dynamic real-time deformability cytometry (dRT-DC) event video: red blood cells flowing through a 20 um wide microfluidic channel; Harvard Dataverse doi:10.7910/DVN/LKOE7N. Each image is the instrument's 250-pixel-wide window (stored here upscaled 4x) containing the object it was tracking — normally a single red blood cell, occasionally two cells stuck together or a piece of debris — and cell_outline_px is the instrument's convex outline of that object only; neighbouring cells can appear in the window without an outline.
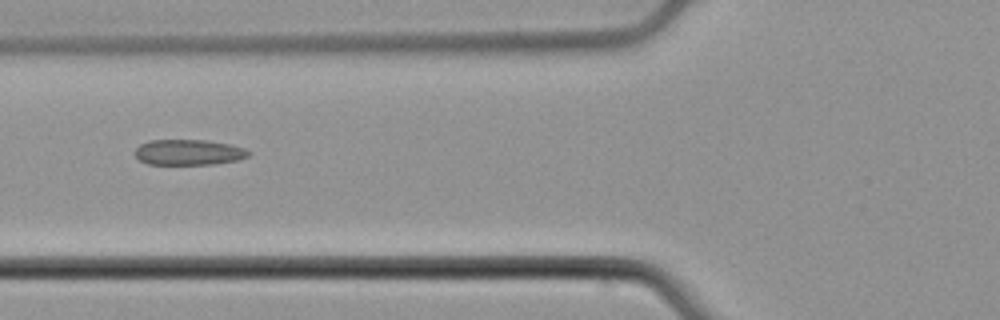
{"species": "common noctule bat (a hibernating species)", "species_latin": "Nyctalus noctula", "temperature_condition": "cold", "stored_images_in_passage": 3, "camera_frame_rate_fps": 3000, "um_per_image_px": 0.085, "animal": {"sex": "male", "body_mass_g": 21.5, "forearm_length_mm": 52.0}, "frame": {"image": 1, "passage_image": 3, "time_ms": 0.667, "image_size_px": [1000, 320], "cell_outline_px": [[248, 156], [236, 160], [212, 164], [148, 164], [140, 160], [136, 156], [136, 148], [140, 144], [148, 140], [208, 140], [228, 144], [244, 148], [248, 152]], "centroid_in_image_um": [15.99, 12.93], "position_along_channel_um": 109.8, "area_um2": 16.7}}